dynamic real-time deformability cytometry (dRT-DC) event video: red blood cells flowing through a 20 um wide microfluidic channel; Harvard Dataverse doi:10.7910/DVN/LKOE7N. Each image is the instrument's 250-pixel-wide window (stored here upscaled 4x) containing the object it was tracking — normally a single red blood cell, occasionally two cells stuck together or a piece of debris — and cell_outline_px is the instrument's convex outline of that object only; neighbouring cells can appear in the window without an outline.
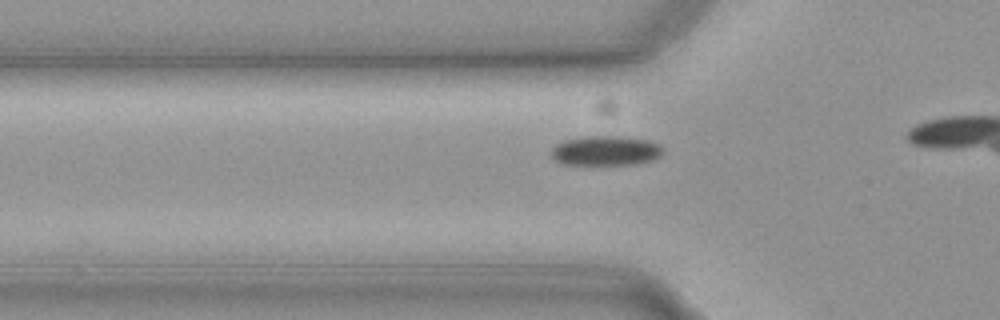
{"species": "common noctule bat (a hibernating species)", "species_latin": "Nyctalus noctula", "temperature_condition": "cold", "stored_images_in_passage": 21, "camera_frame_rate_fps": 3000, "um_per_image_px": 0.085, "animal": {"sex": "female", "body_mass_g": 19.3, "forearm_length_mm": 54.1}, "frame": {"image": 1, "passage_image": 12, "time_ms": 3.667, "image_size_px": [1000, 320], "cell_outline_px": [[664, 152], [660, 156], [652, 160], [636, 164], [560, 164], [552, 156], [552, 148], [556, 144], [564, 140], [584, 136], [620, 136], [648, 140], [660, 144], [664, 148]], "centroid_in_image_um": [51.51, 12.8], "position_along_channel_um": 74.3, "area_um2": 19.42}}